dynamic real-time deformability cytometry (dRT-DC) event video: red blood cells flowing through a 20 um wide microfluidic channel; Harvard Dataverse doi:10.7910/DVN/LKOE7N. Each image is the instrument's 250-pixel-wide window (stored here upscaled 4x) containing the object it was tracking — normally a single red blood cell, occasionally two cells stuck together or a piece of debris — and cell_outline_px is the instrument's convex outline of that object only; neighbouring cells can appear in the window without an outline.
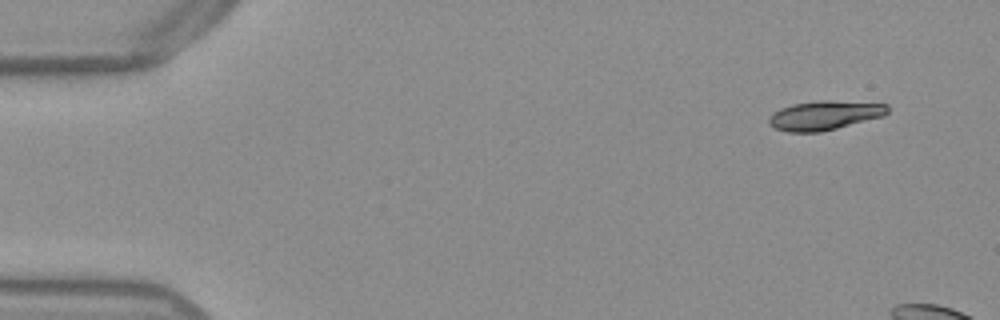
{"species": "Egyptian fruit bat (a non-hibernating species)", "species_latin": "Rousettus aegyptiacus", "temperature_condition": "warm", "stored_images_in_passage": 9, "camera_frame_rate_fps": 3000, "um_per_image_px": 0.085, "frame": {"image": 1, "passage_image": 1, "time_ms": 0.0, "image_size_px": [1000, 320], "cell_outline_px": [[888, 112], [884, 116], [820, 132], [788, 132], [776, 128], [768, 124], [768, 116], [772, 112], [780, 108], [792, 104], [820, 100], [828, 100], [888, 104]], "centroid_in_image_um": [70.05, 9.8], "position_along_channel_um": 14.9, "area_um2": 20.23}}